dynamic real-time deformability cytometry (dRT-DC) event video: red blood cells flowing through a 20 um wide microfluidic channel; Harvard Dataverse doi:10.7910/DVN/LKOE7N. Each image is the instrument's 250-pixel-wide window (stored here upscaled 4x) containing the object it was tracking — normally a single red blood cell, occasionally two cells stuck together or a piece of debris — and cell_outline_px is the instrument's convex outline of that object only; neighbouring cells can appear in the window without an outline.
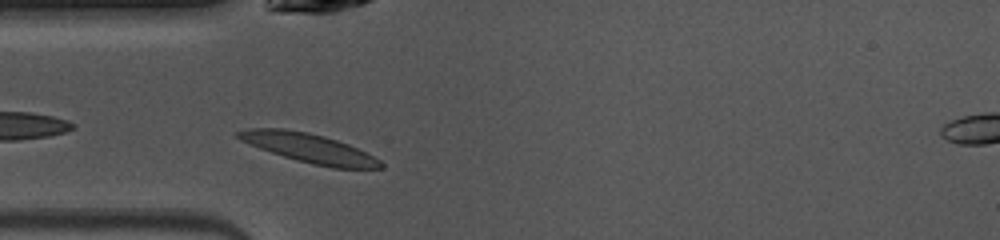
{"species": "common noctule bat (a hibernating species)", "species_latin": "Nyctalus noctula", "temperature_condition": "warm", "stored_images_in_passage": 33, "camera_frame_rate_fps": 3000, "um_per_image_px": 0.085, "animal": {"sex": "female", "body_mass_g": 10.0, "forearm_length_mm": 53.1}, "frame": {"image": 1, "passage_image": 2, "time_ms": 0.333, "image_size_px": [1000, 240], "cell_outline_px": [[384, 168], [332, 168], [312, 164], [296, 160], [260, 148], [240, 140], [236, 136], [236, 132], [248, 128], [284, 128], [308, 132], [324, 136], [348, 144], [380, 160], [384, 164]], "centroid_in_image_um": [26.26, 12.58], "position_along_channel_um": 58.7, "area_um2": 23.99}}
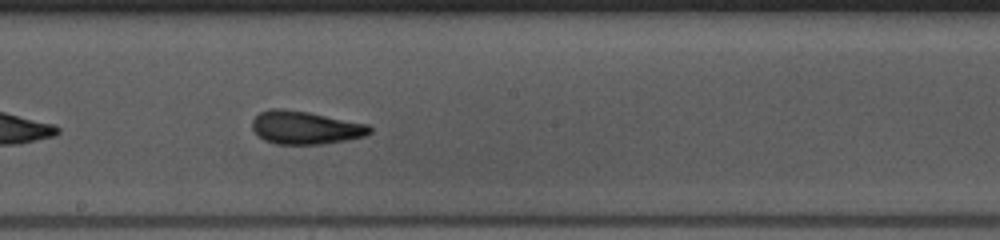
{"frame": {"image": 2, "passage_image": 14, "time_ms": 4.333, "image_size_px": [1000, 240], "cell_outline_px": [[372, 132], [364, 136], [348, 140], [320, 144], [276, 144], [264, 140], [252, 128], [252, 120], [260, 112], [268, 108], [280, 108], [308, 112], [368, 124], [372, 128]], "centroid_in_image_um": [25.96, 10.84], "position_along_channel_um": 222.2, "area_um2": 22.66}}
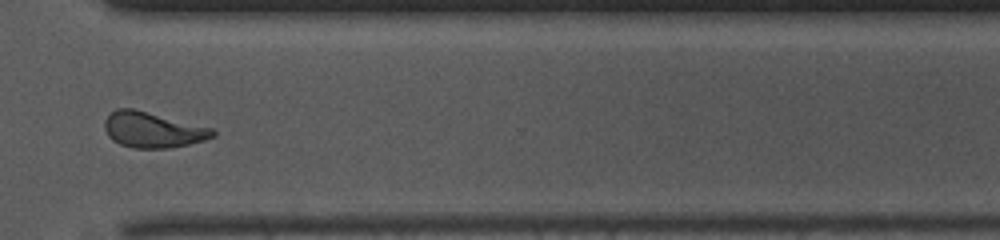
{"frame": {"image": 3, "passage_image": 24, "time_ms": 7.667, "image_size_px": [1000, 240], "cell_outline_px": [[216, 136], [204, 140], [188, 144], [168, 148], [132, 148], [120, 144], [112, 140], [108, 136], [104, 128], [104, 120], [116, 108], [132, 108], [212, 128], [216, 132]], "centroid_in_image_um": [12.96, 11.04], "position_along_channel_um": 357.6, "area_um2": 22.31}, "authors_computed_cell_mechanics": {"area_um2": 22.0796, "velocity_mm_per_s": 4.0715, "shape_relaxation_time_tau1_ms": 3.7683, "shape_relaxation_time_tau2_ms": 2.5167, "deformation_change_tau1": 0.1952, "deformation_change_tau2": 0.1101}}